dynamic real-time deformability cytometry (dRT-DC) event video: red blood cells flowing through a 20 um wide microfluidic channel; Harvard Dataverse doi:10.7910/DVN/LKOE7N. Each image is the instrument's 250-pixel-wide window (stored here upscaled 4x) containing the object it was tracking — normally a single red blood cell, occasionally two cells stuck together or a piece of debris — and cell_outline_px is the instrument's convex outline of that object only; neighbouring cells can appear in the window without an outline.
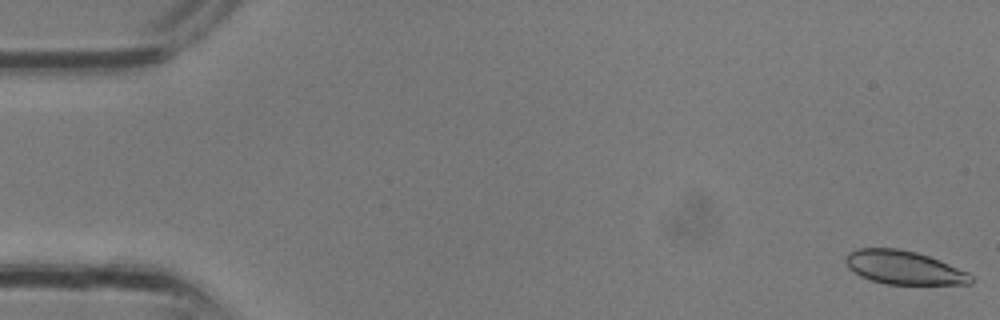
{"species": "common noctule bat (a hibernating species)", "species_latin": "Nyctalus noctula", "temperature_condition": "room temperature", "stored_images_in_passage": 6, "camera_frame_rate_fps": 3000, "um_per_image_px": 0.085, "animal": {"sex": "male", "body_mass_g": 13.3}, "frame": {"image": 1, "passage_image": 1, "time_ms": 0.0, "image_size_px": [1000, 320], "cell_outline_px": [[972, 284], [884, 284], [860, 276], [848, 268], [844, 260], [848, 252], [856, 248], [896, 248], [916, 252], [928, 256], [968, 272], [972, 276]], "centroid_in_image_um": [76.79, 22.74], "position_along_channel_um": 8.2, "area_um2": 24.45}}